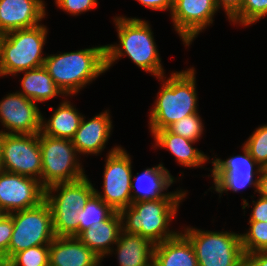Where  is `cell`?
Instances as JSON below:
<instances>
[{
	"label": "cell",
	"mask_w": 267,
	"mask_h": 266,
	"mask_svg": "<svg viewBox=\"0 0 267 266\" xmlns=\"http://www.w3.org/2000/svg\"><path fill=\"white\" fill-rule=\"evenodd\" d=\"M254 207L251 211L249 222H267V198L259 197L256 201H252Z\"/></svg>",
	"instance_id": "836d02e7"
},
{
	"label": "cell",
	"mask_w": 267,
	"mask_h": 266,
	"mask_svg": "<svg viewBox=\"0 0 267 266\" xmlns=\"http://www.w3.org/2000/svg\"><path fill=\"white\" fill-rule=\"evenodd\" d=\"M243 145L262 168H267V124L255 129Z\"/></svg>",
	"instance_id": "4dcf8cb0"
},
{
	"label": "cell",
	"mask_w": 267,
	"mask_h": 266,
	"mask_svg": "<svg viewBox=\"0 0 267 266\" xmlns=\"http://www.w3.org/2000/svg\"><path fill=\"white\" fill-rule=\"evenodd\" d=\"M114 212L110 206L94 193L86 202L85 207L78 213V235L92 224L108 219Z\"/></svg>",
	"instance_id": "484cf974"
},
{
	"label": "cell",
	"mask_w": 267,
	"mask_h": 266,
	"mask_svg": "<svg viewBox=\"0 0 267 266\" xmlns=\"http://www.w3.org/2000/svg\"><path fill=\"white\" fill-rule=\"evenodd\" d=\"M13 233L8 249V260L22 250L33 246L49 245L56 237L50 205L46 200L35 207L9 214Z\"/></svg>",
	"instance_id": "9c48e42d"
},
{
	"label": "cell",
	"mask_w": 267,
	"mask_h": 266,
	"mask_svg": "<svg viewBox=\"0 0 267 266\" xmlns=\"http://www.w3.org/2000/svg\"><path fill=\"white\" fill-rule=\"evenodd\" d=\"M45 8L44 0H0V34L39 25Z\"/></svg>",
	"instance_id": "2e32d148"
},
{
	"label": "cell",
	"mask_w": 267,
	"mask_h": 266,
	"mask_svg": "<svg viewBox=\"0 0 267 266\" xmlns=\"http://www.w3.org/2000/svg\"><path fill=\"white\" fill-rule=\"evenodd\" d=\"M49 245L33 246L15 253L8 261L7 266H48Z\"/></svg>",
	"instance_id": "83f0119b"
},
{
	"label": "cell",
	"mask_w": 267,
	"mask_h": 266,
	"mask_svg": "<svg viewBox=\"0 0 267 266\" xmlns=\"http://www.w3.org/2000/svg\"><path fill=\"white\" fill-rule=\"evenodd\" d=\"M6 215H8V214L5 212V210H4L2 207H0V221H1Z\"/></svg>",
	"instance_id": "ab89813d"
},
{
	"label": "cell",
	"mask_w": 267,
	"mask_h": 266,
	"mask_svg": "<svg viewBox=\"0 0 267 266\" xmlns=\"http://www.w3.org/2000/svg\"><path fill=\"white\" fill-rule=\"evenodd\" d=\"M175 182L174 177L162 163L137 173L131 181L132 202L155 200L163 197H186V191L164 192Z\"/></svg>",
	"instance_id": "e0dca14e"
},
{
	"label": "cell",
	"mask_w": 267,
	"mask_h": 266,
	"mask_svg": "<svg viewBox=\"0 0 267 266\" xmlns=\"http://www.w3.org/2000/svg\"><path fill=\"white\" fill-rule=\"evenodd\" d=\"M89 180L86 175L79 180L54 184L45 189V200L51 208L56 237L78 236V213L95 193Z\"/></svg>",
	"instance_id": "8992f818"
},
{
	"label": "cell",
	"mask_w": 267,
	"mask_h": 266,
	"mask_svg": "<svg viewBox=\"0 0 267 266\" xmlns=\"http://www.w3.org/2000/svg\"><path fill=\"white\" fill-rule=\"evenodd\" d=\"M1 167L4 171L40 181L42 154L39 146V133H2Z\"/></svg>",
	"instance_id": "8fae6325"
},
{
	"label": "cell",
	"mask_w": 267,
	"mask_h": 266,
	"mask_svg": "<svg viewBox=\"0 0 267 266\" xmlns=\"http://www.w3.org/2000/svg\"><path fill=\"white\" fill-rule=\"evenodd\" d=\"M48 121L42 115L41 133L56 138L72 139L78 130L83 115L70 101L63 100ZM45 119V120H44Z\"/></svg>",
	"instance_id": "cb8c5ba5"
},
{
	"label": "cell",
	"mask_w": 267,
	"mask_h": 266,
	"mask_svg": "<svg viewBox=\"0 0 267 266\" xmlns=\"http://www.w3.org/2000/svg\"><path fill=\"white\" fill-rule=\"evenodd\" d=\"M0 266H7L5 256L0 252Z\"/></svg>",
	"instance_id": "f35d334b"
},
{
	"label": "cell",
	"mask_w": 267,
	"mask_h": 266,
	"mask_svg": "<svg viewBox=\"0 0 267 266\" xmlns=\"http://www.w3.org/2000/svg\"><path fill=\"white\" fill-rule=\"evenodd\" d=\"M45 200V188L35 178L2 170L0 207L7 214L32 208Z\"/></svg>",
	"instance_id": "4fadbf2b"
},
{
	"label": "cell",
	"mask_w": 267,
	"mask_h": 266,
	"mask_svg": "<svg viewBox=\"0 0 267 266\" xmlns=\"http://www.w3.org/2000/svg\"><path fill=\"white\" fill-rule=\"evenodd\" d=\"M44 67L66 97L77 95L86 84L107 71L106 45L47 55Z\"/></svg>",
	"instance_id": "7a4b0ae2"
},
{
	"label": "cell",
	"mask_w": 267,
	"mask_h": 266,
	"mask_svg": "<svg viewBox=\"0 0 267 266\" xmlns=\"http://www.w3.org/2000/svg\"><path fill=\"white\" fill-rule=\"evenodd\" d=\"M116 249H111L110 254L116 251L120 266H152L155 245L148 239L137 234L121 231Z\"/></svg>",
	"instance_id": "603a6c76"
},
{
	"label": "cell",
	"mask_w": 267,
	"mask_h": 266,
	"mask_svg": "<svg viewBox=\"0 0 267 266\" xmlns=\"http://www.w3.org/2000/svg\"><path fill=\"white\" fill-rule=\"evenodd\" d=\"M195 74V68L191 67L172 72L167 79L165 75L159 78L163 84L150 111L151 131L166 129L181 118L198 113Z\"/></svg>",
	"instance_id": "3957f363"
},
{
	"label": "cell",
	"mask_w": 267,
	"mask_h": 266,
	"mask_svg": "<svg viewBox=\"0 0 267 266\" xmlns=\"http://www.w3.org/2000/svg\"><path fill=\"white\" fill-rule=\"evenodd\" d=\"M85 118V116L82 117L79 128L71 139L72 143L80 155L100 154L113 128L109 110L95 115L90 120L85 121Z\"/></svg>",
	"instance_id": "ac0fdd59"
},
{
	"label": "cell",
	"mask_w": 267,
	"mask_h": 266,
	"mask_svg": "<svg viewBox=\"0 0 267 266\" xmlns=\"http://www.w3.org/2000/svg\"><path fill=\"white\" fill-rule=\"evenodd\" d=\"M39 146L42 154L40 182L45 189L86 176L71 139L51 137L40 132Z\"/></svg>",
	"instance_id": "ba28073f"
},
{
	"label": "cell",
	"mask_w": 267,
	"mask_h": 266,
	"mask_svg": "<svg viewBox=\"0 0 267 266\" xmlns=\"http://www.w3.org/2000/svg\"><path fill=\"white\" fill-rule=\"evenodd\" d=\"M183 234L194 247L198 266H243L240 233L187 227Z\"/></svg>",
	"instance_id": "52a82bcc"
},
{
	"label": "cell",
	"mask_w": 267,
	"mask_h": 266,
	"mask_svg": "<svg viewBox=\"0 0 267 266\" xmlns=\"http://www.w3.org/2000/svg\"><path fill=\"white\" fill-rule=\"evenodd\" d=\"M106 157L103 194L97 189H95V194L114 211L120 212L132 203V159L121 146L112 148Z\"/></svg>",
	"instance_id": "30bf717a"
},
{
	"label": "cell",
	"mask_w": 267,
	"mask_h": 266,
	"mask_svg": "<svg viewBox=\"0 0 267 266\" xmlns=\"http://www.w3.org/2000/svg\"><path fill=\"white\" fill-rule=\"evenodd\" d=\"M37 103L19 91L9 93L0 101V122L4 134H37L41 132L42 113Z\"/></svg>",
	"instance_id": "9a60e30c"
},
{
	"label": "cell",
	"mask_w": 267,
	"mask_h": 266,
	"mask_svg": "<svg viewBox=\"0 0 267 266\" xmlns=\"http://www.w3.org/2000/svg\"><path fill=\"white\" fill-rule=\"evenodd\" d=\"M119 44L106 45V68L128 56L139 68L158 79L164 75L153 31L148 21L120 16L114 18Z\"/></svg>",
	"instance_id": "6da1fadb"
},
{
	"label": "cell",
	"mask_w": 267,
	"mask_h": 266,
	"mask_svg": "<svg viewBox=\"0 0 267 266\" xmlns=\"http://www.w3.org/2000/svg\"><path fill=\"white\" fill-rule=\"evenodd\" d=\"M267 16V0H243L241 10L230 20L233 24L249 26Z\"/></svg>",
	"instance_id": "f1b7e54d"
},
{
	"label": "cell",
	"mask_w": 267,
	"mask_h": 266,
	"mask_svg": "<svg viewBox=\"0 0 267 266\" xmlns=\"http://www.w3.org/2000/svg\"><path fill=\"white\" fill-rule=\"evenodd\" d=\"M102 261L77 237H55L49 244L50 266H100Z\"/></svg>",
	"instance_id": "d6986e66"
},
{
	"label": "cell",
	"mask_w": 267,
	"mask_h": 266,
	"mask_svg": "<svg viewBox=\"0 0 267 266\" xmlns=\"http://www.w3.org/2000/svg\"><path fill=\"white\" fill-rule=\"evenodd\" d=\"M243 266H267V252L245 254Z\"/></svg>",
	"instance_id": "d590c367"
},
{
	"label": "cell",
	"mask_w": 267,
	"mask_h": 266,
	"mask_svg": "<svg viewBox=\"0 0 267 266\" xmlns=\"http://www.w3.org/2000/svg\"><path fill=\"white\" fill-rule=\"evenodd\" d=\"M121 231L122 219L120 213L115 211L108 219L82 231L77 238L102 260L117 243Z\"/></svg>",
	"instance_id": "ffe728a7"
},
{
	"label": "cell",
	"mask_w": 267,
	"mask_h": 266,
	"mask_svg": "<svg viewBox=\"0 0 267 266\" xmlns=\"http://www.w3.org/2000/svg\"><path fill=\"white\" fill-rule=\"evenodd\" d=\"M246 233L240 234L244 254L267 252V222H249Z\"/></svg>",
	"instance_id": "4316f807"
},
{
	"label": "cell",
	"mask_w": 267,
	"mask_h": 266,
	"mask_svg": "<svg viewBox=\"0 0 267 266\" xmlns=\"http://www.w3.org/2000/svg\"><path fill=\"white\" fill-rule=\"evenodd\" d=\"M48 29L43 24L2 35L0 43V77L44 66L42 56Z\"/></svg>",
	"instance_id": "5b68a950"
},
{
	"label": "cell",
	"mask_w": 267,
	"mask_h": 266,
	"mask_svg": "<svg viewBox=\"0 0 267 266\" xmlns=\"http://www.w3.org/2000/svg\"><path fill=\"white\" fill-rule=\"evenodd\" d=\"M186 197H163L132 202L121 210L122 230L148 239L154 245L175 237L179 231L169 230L178 206Z\"/></svg>",
	"instance_id": "277c9868"
},
{
	"label": "cell",
	"mask_w": 267,
	"mask_h": 266,
	"mask_svg": "<svg viewBox=\"0 0 267 266\" xmlns=\"http://www.w3.org/2000/svg\"><path fill=\"white\" fill-rule=\"evenodd\" d=\"M154 136V141L157 147L167 149L175 156L177 162L183 167H201L209 157L201 150L192 145L196 142L186 139L180 135L169 132L167 129L158 131H150Z\"/></svg>",
	"instance_id": "7402d4cb"
},
{
	"label": "cell",
	"mask_w": 267,
	"mask_h": 266,
	"mask_svg": "<svg viewBox=\"0 0 267 266\" xmlns=\"http://www.w3.org/2000/svg\"><path fill=\"white\" fill-rule=\"evenodd\" d=\"M58 8L64 10L70 15H80L98 6L97 0H55Z\"/></svg>",
	"instance_id": "1f68e13d"
},
{
	"label": "cell",
	"mask_w": 267,
	"mask_h": 266,
	"mask_svg": "<svg viewBox=\"0 0 267 266\" xmlns=\"http://www.w3.org/2000/svg\"><path fill=\"white\" fill-rule=\"evenodd\" d=\"M22 73H24L21 79L22 90L19 93L33 102H44L60 95L66 96L44 66L22 71Z\"/></svg>",
	"instance_id": "d4e9b609"
},
{
	"label": "cell",
	"mask_w": 267,
	"mask_h": 266,
	"mask_svg": "<svg viewBox=\"0 0 267 266\" xmlns=\"http://www.w3.org/2000/svg\"><path fill=\"white\" fill-rule=\"evenodd\" d=\"M219 9L214 0H177L173 4L171 19L173 28L189 46L202 30L213 23Z\"/></svg>",
	"instance_id": "5bb4252c"
},
{
	"label": "cell",
	"mask_w": 267,
	"mask_h": 266,
	"mask_svg": "<svg viewBox=\"0 0 267 266\" xmlns=\"http://www.w3.org/2000/svg\"><path fill=\"white\" fill-rule=\"evenodd\" d=\"M242 151L243 155H233L226 160L215 158L211 162L213 168L210 170L212 173L210 177H213V189L219 193L220 197L223 192L226 193L231 190L236 193L248 186H253L255 192L258 190L259 174L262 167L250 156L244 145Z\"/></svg>",
	"instance_id": "7c38bea8"
},
{
	"label": "cell",
	"mask_w": 267,
	"mask_h": 266,
	"mask_svg": "<svg viewBox=\"0 0 267 266\" xmlns=\"http://www.w3.org/2000/svg\"><path fill=\"white\" fill-rule=\"evenodd\" d=\"M218 9L223 8L228 20H230L241 10L243 0H214Z\"/></svg>",
	"instance_id": "e575fe53"
},
{
	"label": "cell",
	"mask_w": 267,
	"mask_h": 266,
	"mask_svg": "<svg viewBox=\"0 0 267 266\" xmlns=\"http://www.w3.org/2000/svg\"><path fill=\"white\" fill-rule=\"evenodd\" d=\"M204 125L198 113L191 114L174 122L166 129L174 134L180 135L186 139L197 142L204 131Z\"/></svg>",
	"instance_id": "f546056e"
},
{
	"label": "cell",
	"mask_w": 267,
	"mask_h": 266,
	"mask_svg": "<svg viewBox=\"0 0 267 266\" xmlns=\"http://www.w3.org/2000/svg\"><path fill=\"white\" fill-rule=\"evenodd\" d=\"M257 192L259 196L267 198V168H262L260 171Z\"/></svg>",
	"instance_id": "74e56055"
},
{
	"label": "cell",
	"mask_w": 267,
	"mask_h": 266,
	"mask_svg": "<svg viewBox=\"0 0 267 266\" xmlns=\"http://www.w3.org/2000/svg\"><path fill=\"white\" fill-rule=\"evenodd\" d=\"M13 233L12 217L8 214L0 221V252L8 261V249Z\"/></svg>",
	"instance_id": "d6a6232c"
},
{
	"label": "cell",
	"mask_w": 267,
	"mask_h": 266,
	"mask_svg": "<svg viewBox=\"0 0 267 266\" xmlns=\"http://www.w3.org/2000/svg\"><path fill=\"white\" fill-rule=\"evenodd\" d=\"M153 266H198L190 240L180 231L154 247Z\"/></svg>",
	"instance_id": "44dd1931"
},
{
	"label": "cell",
	"mask_w": 267,
	"mask_h": 266,
	"mask_svg": "<svg viewBox=\"0 0 267 266\" xmlns=\"http://www.w3.org/2000/svg\"><path fill=\"white\" fill-rule=\"evenodd\" d=\"M1 149H2V132L0 130V164H1Z\"/></svg>",
	"instance_id": "60d3db41"
},
{
	"label": "cell",
	"mask_w": 267,
	"mask_h": 266,
	"mask_svg": "<svg viewBox=\"0 0 267 266\" xmlns=\"http://www.w3.org/2000/svg\"><path fill=\"white\" fill-rule=\"evenodd\" d=\"M139 3H141L143 6H146L153 10H169L170 13L173 8V1L172 0H137Z\"/></svg>",
	"instance_id": "8d00e7d4"
}]
</instances>
